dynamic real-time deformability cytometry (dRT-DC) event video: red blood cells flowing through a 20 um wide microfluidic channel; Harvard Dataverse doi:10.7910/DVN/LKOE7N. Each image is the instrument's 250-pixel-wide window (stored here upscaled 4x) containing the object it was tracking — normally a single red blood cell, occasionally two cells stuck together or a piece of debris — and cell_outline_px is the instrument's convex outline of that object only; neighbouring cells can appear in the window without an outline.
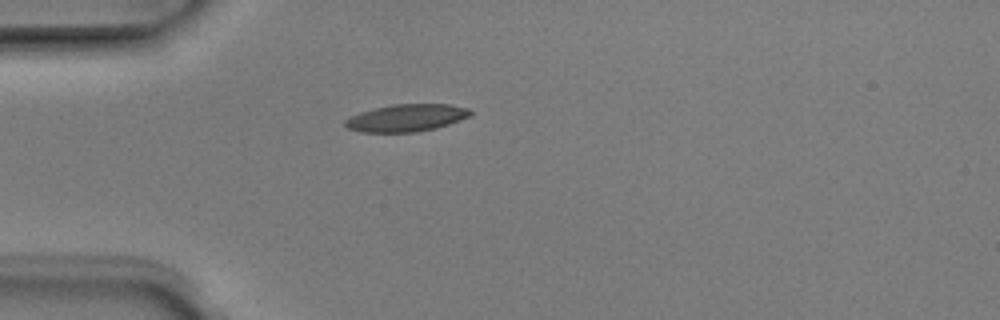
{"species": "Egyptian fruit bat (a non-hibernating species)", "species_latin": "Rousettus aegyptiacus", "temperature_condition": "room temperature", "stored_images_in_passage": 1, "camera_frame_rate_fps": 3000, "um_per_image_px": 0.085, "animal": {"sex": "male"}, "frame": {"image": 1, "passage_image": 1, "time_ms": 0.0, "image_size_px": [1000, 320], "cell_outline_px": [[472, 112], [468, 116], [460, 120], [436, 128], [416, 132], [360, 132], [348, 128], [344, 124], [344, 120], [360, 112], [392, 104], [448, 104], [468, 108]], "centroid_in_image_um": [34.53, 10.02], "position_along_channel_um": 50.5, "area_um2": 19.77}}